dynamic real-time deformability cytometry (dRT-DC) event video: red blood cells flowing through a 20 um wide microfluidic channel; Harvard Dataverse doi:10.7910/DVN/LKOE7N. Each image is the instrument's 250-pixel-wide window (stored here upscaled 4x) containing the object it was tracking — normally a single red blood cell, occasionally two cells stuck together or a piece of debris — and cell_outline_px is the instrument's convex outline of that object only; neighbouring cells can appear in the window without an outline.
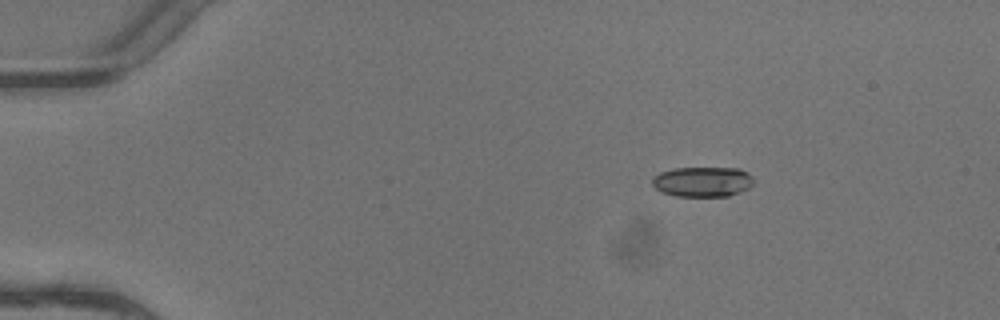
{"species": "common noctule bat (a hibernating species)", "species_latin": "Nyctalus noctula", "temperature_condition": "warm", "stored_images_in_passage": 3, "camera_frame_rate_fps": 3000, "um_per_image_px": 0.085, "animal": {"sex": "female"}, "frame": {"image": 1, "passage_image": 1, "time_ms": 0.0, "image_size_px": [1000, 320], "cell_outline_px": [[752, 184], [748, 188], [740, 192], [728, 196], [676, 196], [660, 192], [652, 184], [652, 176], [660, 172], [672, 168], [740, 168], [748, 172], [752, 176]], "centroid_in_image_um": [59.69, 15.44], "position_along_channel_um": 25.3, "area_um2": 17.92}}